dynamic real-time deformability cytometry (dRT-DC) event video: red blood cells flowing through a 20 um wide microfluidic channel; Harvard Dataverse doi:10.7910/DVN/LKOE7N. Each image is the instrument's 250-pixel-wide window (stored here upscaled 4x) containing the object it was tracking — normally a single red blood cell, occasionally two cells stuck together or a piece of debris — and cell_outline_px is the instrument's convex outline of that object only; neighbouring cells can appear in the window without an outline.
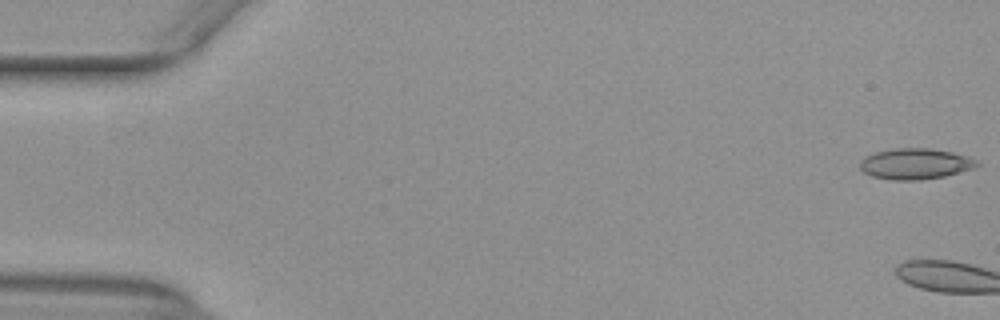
{"species": "common noctule bat (a hibernating species)", "species_latin": "Nyctalus noctula", "temperature_condition": "warm", "stored_images_in_passage": 12, "camera_frame_rate_fps": 3000, "um_per_image_px": 0.085, "animal": {"sex": "female", "body_mass_g": 29.2, "forearm_length_mm": 56.3}, "frame": {"image": 1, "passage_image": 1, "time_ms": 0.0, "image_size_px": [1000, 320], "cell_outline_px": [[980, 164], [976, 168], [944, 176], [920, 180], [892, 180], [872, 176], [864, 172], [860, 168], [860, 160], [864, 156], [872, 152], [892, 148], [932, 148], [952, 152], [980, 160]], "centroid_in_image_um": [77.8, 13.91], "position_along_channel_um": 7.2, "area_um2": 21.39}}